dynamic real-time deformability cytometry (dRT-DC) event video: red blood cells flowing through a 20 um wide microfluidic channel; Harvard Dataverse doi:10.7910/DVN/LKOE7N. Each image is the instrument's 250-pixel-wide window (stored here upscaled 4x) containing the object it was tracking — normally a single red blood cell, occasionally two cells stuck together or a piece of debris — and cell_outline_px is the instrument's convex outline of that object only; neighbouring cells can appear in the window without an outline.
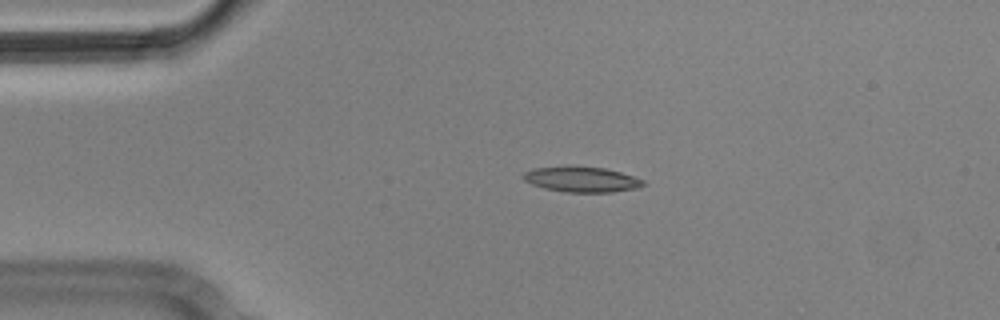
{"species": "Egyptian fruit bat (a non-hibernating species)", "species_latin": "Rousettus aegyptiacus", "temperature_condition": "cold", "stored_images_in_passage": 3, "camera_frame_rate_fps": 3000, "um_per_image_px": 0.085, "animal": {"sex": "male"}, "frame": {"image": 1, "passage_image": 1, "time_ms": 0.0, "image_size_px": [1000, 320], "cell_outline_px": [[644, 184], [636, 188], [612, 192], [564, 192], [544, 188], [532, 184], [524, 180], [524, 172], [532, 168], [568, 164], [572, 164], [604, 168], [620, 172], [644, 180]], "centroid_in_image_um": [49.38, 15.21], "position_along_channel_um": 35.6, "area_um2": 18.09}}